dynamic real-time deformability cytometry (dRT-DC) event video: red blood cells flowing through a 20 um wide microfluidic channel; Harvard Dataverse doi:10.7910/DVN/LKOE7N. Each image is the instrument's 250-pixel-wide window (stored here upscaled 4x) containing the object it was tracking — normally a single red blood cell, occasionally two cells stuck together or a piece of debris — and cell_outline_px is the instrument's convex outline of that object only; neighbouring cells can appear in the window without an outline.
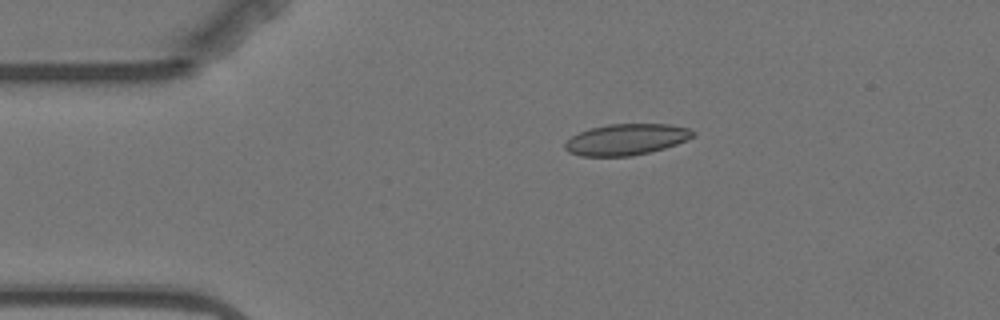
{"species": "Egyptian fruit bat (a non-hibernating species)", "species_latin": "Rousettus aegyptiacus", "temperature_condition": "warm", "stored_images_in_passage": 4, "camera_frame_rate_fps": 3000, "um_per_image_px": 0.085, "animal": {"sex": "female"}, "frame": {"image": 1, "passage_image": 2, "time_ms": 1.333, "image_size_px": [1000, 320], "cell_outline_px": [[696, 132], [692, 136], [676, 144], [664, 148], [632, 156], [580, 156], [568, 152], [564, 148], [564, 144], [572, 136], [580, 132], [592, 128], [608, 124], [668, 124], [688, 128]], "centroid_in_image_um": [53.2, 11.86], "position_along_channel_um": 31.8, "area_um2": 23.0}}
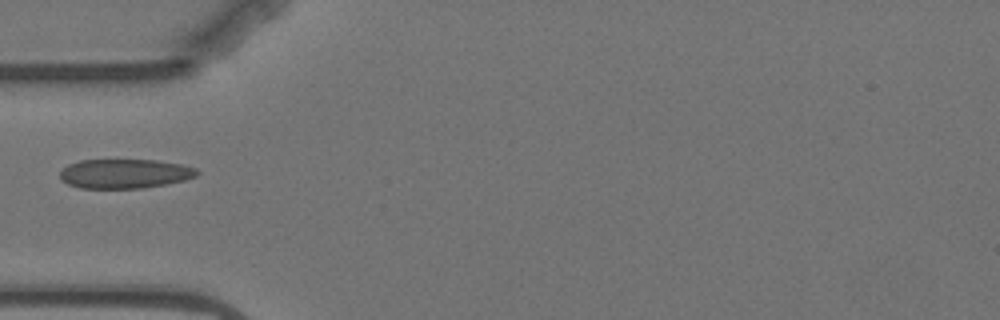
{"frame": {"image": 2, "passage_image": 4, "time_ms": 3.667, "image_size_px": [1000, 320], "cell_outline_px": [[200, 172], [196, 176], [184, 180], [164, 184], [140, 188], [80, 188], [68, 184], [60, 180], [60, 172], [68, 164], [80, 160], [156, 160], [184, 164], [196, 168]], "centroid_in_image_um": [10.6, 14.75], "position_along_channel_um": 74.4, "area_um2": 23.47}}